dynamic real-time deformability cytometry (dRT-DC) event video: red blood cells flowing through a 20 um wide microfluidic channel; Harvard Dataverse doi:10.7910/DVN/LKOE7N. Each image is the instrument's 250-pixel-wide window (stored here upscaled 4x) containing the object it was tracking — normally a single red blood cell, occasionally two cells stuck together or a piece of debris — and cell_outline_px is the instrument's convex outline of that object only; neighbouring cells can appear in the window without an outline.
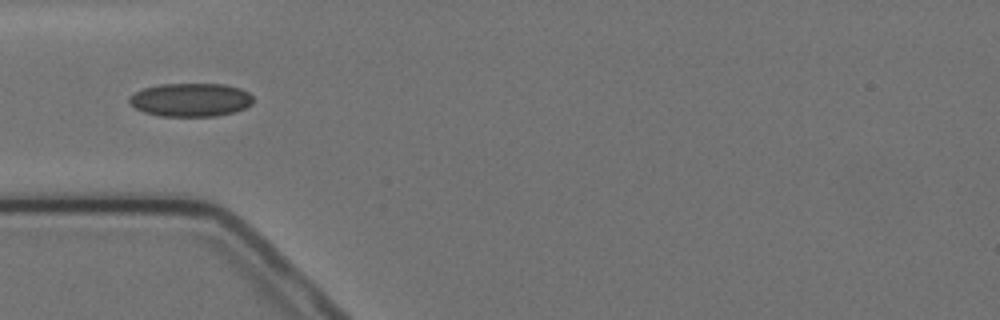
{"species": "Egyptian fruit bat (a non-hibernating species)", "species_latin": "Rousettus aegyptiacus", "temperature_condition": "cold", "stored_images_in_passage": 15, "camera_frame_rate_fps": 3000, "um_per_image_px": 0.085, "animal": {"sex": "female"}, "frame": {"image": 1, "passage_image": 5, "time_ms": 5.333, "image_size_px": [1000, 320], "cell_outline_px": [[252, 104], [244, 108], [232, 112], [216, 116], [160, 116], [144, 112], [136, 108], [128, 100], [136, 92], [144, 88], [160, 84], [224, 84], [240, 88], [248, 92], [252, 96]], "centroid_in_image_um": [16.22, 8.48], "position_along_channel_um": 68.8, "area_um2": 23.93}}
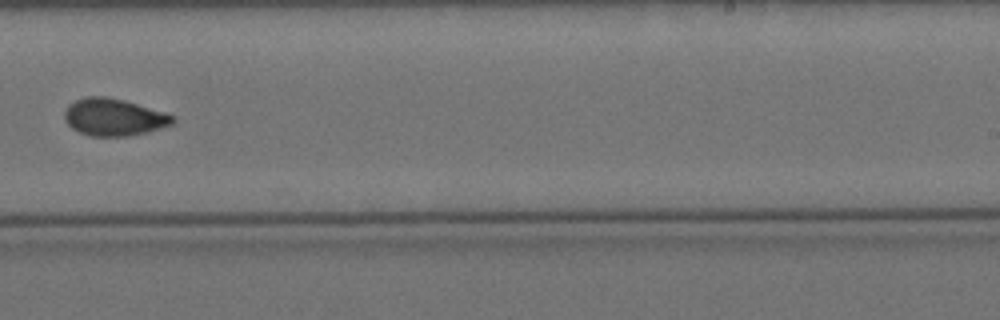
{"frame": {"image": 2, "passage_image": 10, "time_ms": 11.333, "image_size_px": [1000, 320], "cell_outline_px": [[176, 120], [172, 124], [148, 132], [128, 136], [88, 136], [72, 128], [64, 120], [64, 112], [68, 104], [76, 100], [88, 96], [104, 96], [124, 100], [164, 112], [176, 116]], "centroid_in_image_um": [9.67, 9.96], "position_along_channel_um": 279.3, "area_um2": 23.52}}
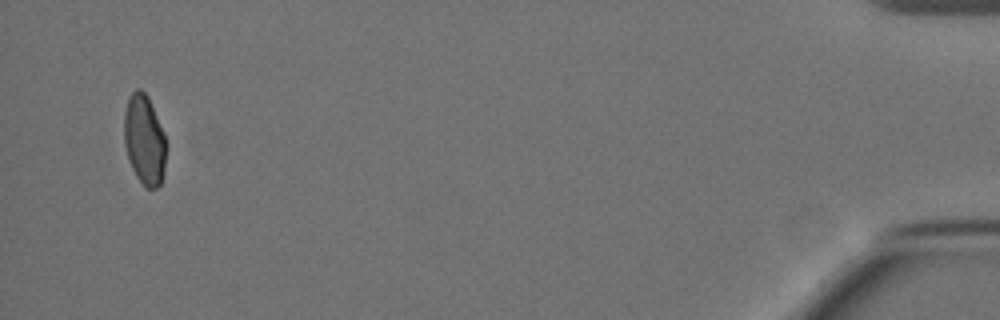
{"frame": {"image": 3, "passage_image": 15, "time_ms": 18.0, "image_size_px": [1000, 320], "cell_outline_px": [[164, 172], [160, 184], [156, 188], [144, 188], [136, 176], [132, 168], [124, 144], [124, 112], [128, 96], [136, 88], [140, 88], [148, 96], [164, 132]], "centroid_in_image_um": [12.24, 11.86], "position_along_channel_um": 423.0, "area_um2": 21.96}, "authors_computed_cell_mechanics": {"area_um2": 23.409, "velocity_mm_per_s": 3.4873, "shape_relaxation_time_tau1_ms": null, "shape_relaxation_time_tau2_ms": 1.7368, "deformation_change_tau1": null, "deformation_change_tau2": 0.0616}}